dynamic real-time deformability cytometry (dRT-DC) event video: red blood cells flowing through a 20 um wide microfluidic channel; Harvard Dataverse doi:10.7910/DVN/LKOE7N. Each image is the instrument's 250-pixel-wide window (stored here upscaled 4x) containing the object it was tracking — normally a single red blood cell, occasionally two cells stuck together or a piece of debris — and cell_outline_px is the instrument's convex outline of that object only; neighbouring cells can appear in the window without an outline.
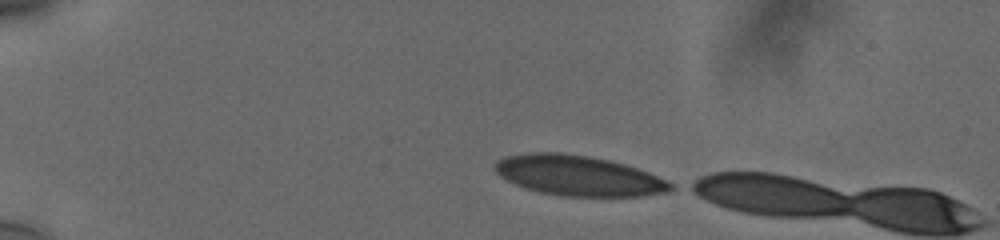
{"species": "human", "species_latin": "Homo sapiens", "temperature_condition": "cold", "stored_images_in_passage": 6, "camera_frame_rate_fps": 3000, "um_per_image_px": 0.085, "donor": {"sex": "male"}, "frame": {"image": 1, "passage_image": 1, "time_ms": 0.0, "image_size_px": [1000, 240], "cell_outline_px": [[676, 188], [668, 192], [640, 196], [564, 196], [540, 192], [524, 188], [500, 176], [496, 172], [496, 160], [504, 156], [528, 152], [556, 152], [588, 156], [608, 160], [624, 164], [648, 172], [668, 180], [676, 184]], "centroid_in_image_um": [49.2, 14.93], "position_along_channel_um": 35.8, "area_um2": 41.21}}